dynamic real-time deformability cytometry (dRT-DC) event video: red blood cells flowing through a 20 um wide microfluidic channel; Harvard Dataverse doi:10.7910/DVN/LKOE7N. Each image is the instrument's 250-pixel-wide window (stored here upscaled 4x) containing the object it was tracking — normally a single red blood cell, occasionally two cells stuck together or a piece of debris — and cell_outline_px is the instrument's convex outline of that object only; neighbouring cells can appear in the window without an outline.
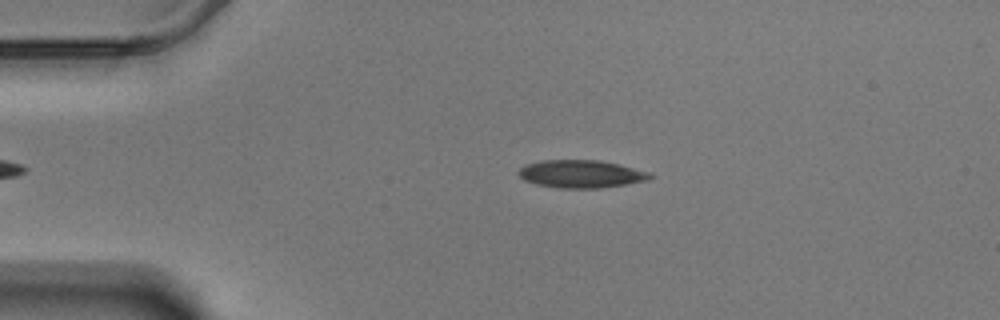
{"species": "Egyptian fruit bat (a non-hibernating species)", "species_latin": "Rousettus aegyptiacus", "temperature_condition": "warm", "stored_images_in_passage": 51, "camera_frame_rate_fps": 3000, "um_per_image_px": 0.085, "animal": {"sex": "male"}, "frame": {"image": 1, "passage_image": 5, "time_ms": 1.333, "image_size_px": [1000, 320], "cell_outline_px": [[656, 176], [648, 180], [600, 188], [560, 188], [536, 184], [524, 180], [520, 176], [520, 168], [528, 164], [544, 160], [600, 160], [620, 164], [652, 172]], "centroid_in_image_um": [49.48, 14.78], "position_along_channel_um": 35.5, "area_um2": 21.27}}
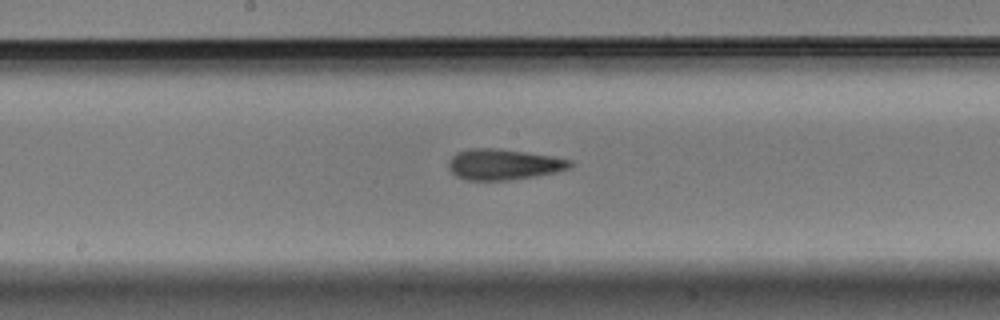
{"frame": {"image": 2, "passage_image": 23, "time_ms": 7.333, "image_size_px": [1000, 320], "cell_outline_px": [[572, 168], [556, 172], [536, 176], [508, 180], [468, 180], [456, 176], [448, 168], [448, 160], [456, 152], [472, 148], [492, 148], [524, 152], [552, 156], [572, 160]], "centroid_in_image_um": [42.8, 13.98], "position_along_channel_um": 205.4, "area_um2": 21.79}}
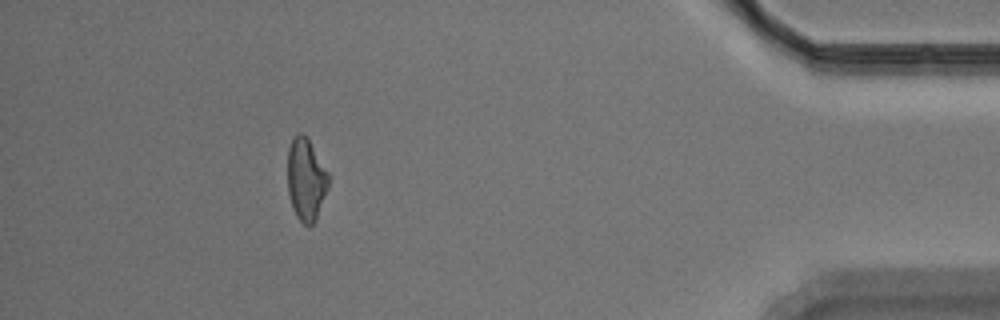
{"frame": {"image": 3, "passage_image": 45, "time_ms": 14.667, "image_size_px": [1000, 320], "cell_outline_px": [[328, 188], [316, 220], [308, 228], [296, 216], [288, 192], [288, 148], [296, 132], [304, 132], [308, 136], [328, 172]], "centroid_in_image_um": [26.02, 15.21], "position_along_channel_um": 409.2, "area_um2": 19.83}, "authors_computed_cell_mechanics": {"area_um2": 20.7502, "velocity_mm_per_s": 3.481, "shape_relaxation_time_tau1_ms": 4.3096, "shape_relaxation_time_tau2_ms": 1.7864, "deformation_change_tau1": 0.1438, "deformation_change_tau2": 0.1097}}